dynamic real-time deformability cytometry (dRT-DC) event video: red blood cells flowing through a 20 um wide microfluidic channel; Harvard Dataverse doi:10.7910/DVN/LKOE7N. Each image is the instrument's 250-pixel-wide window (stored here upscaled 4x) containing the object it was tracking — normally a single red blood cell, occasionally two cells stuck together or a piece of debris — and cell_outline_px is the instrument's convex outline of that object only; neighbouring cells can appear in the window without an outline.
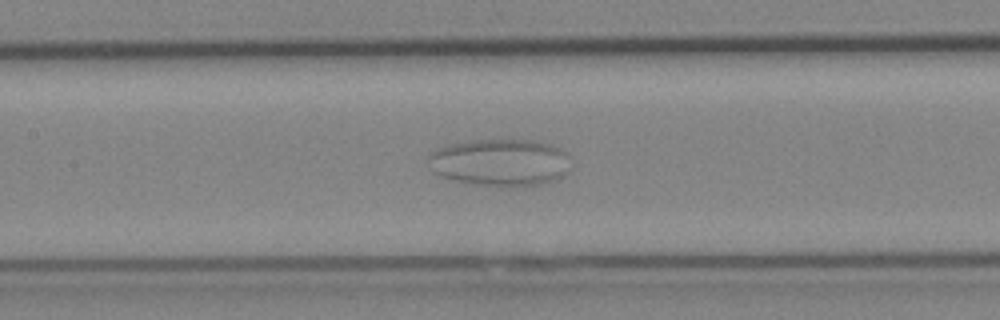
{"species": "Egyptian fruit bat (a non-hibernating species)", "species_latin": "Rousettus aegyptiacus", "temperature_condition": "cold", "stored_images_in_passage": 49, "camera_frame_rate_fps": 3000, "um_per_image_px": 0.085, "animal": {"sex": "female"}, "frame": {"image": 1, "passage_image": 19, "time_ms": 6.0, "image_size_px": [1000, 320], "cell_outline_px": [[576, 164], [568, 172], [552, 180], [536, 184], [480, 184], [460, 180], [444, 176], [436, 172], [428, 160], [428, 156], [436, 148], [448, 144], [472, 140], [532, 140], [552, 144], [560, 148]], "centroid_in_image_um": [42.59, 13.75], "position_along_channel_um": 164.8, "area_um2": 38.32}}